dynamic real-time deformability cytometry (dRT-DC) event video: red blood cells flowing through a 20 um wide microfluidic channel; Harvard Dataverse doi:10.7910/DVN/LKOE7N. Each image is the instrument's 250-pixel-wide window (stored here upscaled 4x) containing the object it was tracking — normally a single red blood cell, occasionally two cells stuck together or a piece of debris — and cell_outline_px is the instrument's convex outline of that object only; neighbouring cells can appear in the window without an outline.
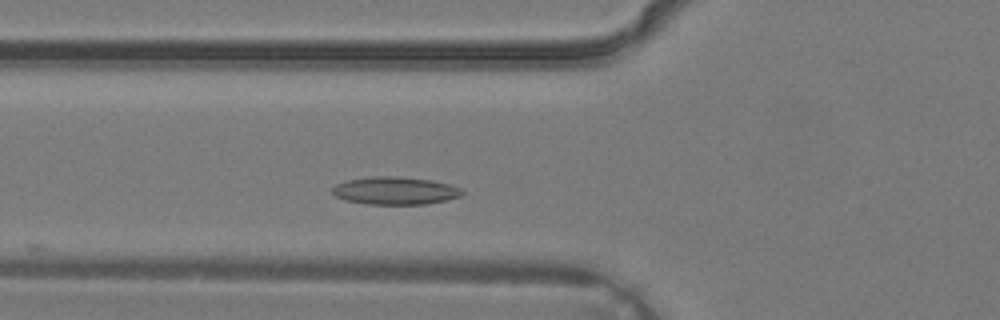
{"species": "common noctule bat (a hibernating species)", "species_latin": "Nyctalus noctula", "temperature_condition": "warm", "stored_images_in_passage": 3, "camera_frame_rate_fps": 3000, "um_per_image_px": 0.085, "animal": {"sex": "male", "body_mass_g": 19.2, "forearm_length_mm": 51.8}, "frame": {"image": 1, "passage_image": 3, "time_ms": 0.667, "image_size_px": [1000, 320], "cell_outline_px": [[464, 192], [460, 196], [444, 200], [424, 204], [368, 204], [344, 200], [336, 196], [332, 192], [332, 188], [336, 184], [348, 180], [372, 176], [396, 176], [428, 180], [448, 184], [460, 188]], "centroid_in_image_um": [33.54, 16.21], "position_along_channel_um": 92.3, "area_um2": 20.69}}